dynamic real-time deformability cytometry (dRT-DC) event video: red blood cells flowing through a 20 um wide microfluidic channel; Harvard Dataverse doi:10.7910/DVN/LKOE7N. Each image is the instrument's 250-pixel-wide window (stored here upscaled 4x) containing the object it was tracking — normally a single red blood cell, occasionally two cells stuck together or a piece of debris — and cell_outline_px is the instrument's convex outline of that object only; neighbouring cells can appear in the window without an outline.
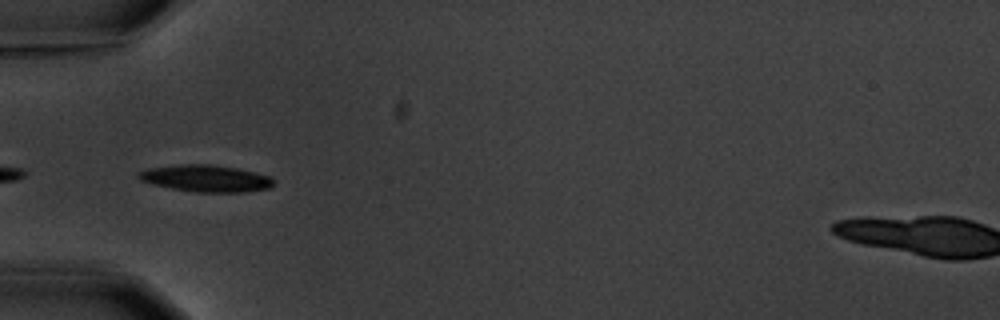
{"species": "common noctule bat (a hibernating species)", "species_latin": "Nyctalus noctula", "temperature_condition": "warm", "stored_images_in_passage": 10, "camera_frame_rate_fps": 3000, "um_per_image_px": 0.085, "animal": {"sex": "male", "body_mass_g": 20.1, "forearm_length_mm": 53.5}, "frame": {"image": 1, "passage_image": 6, "time_ms": 6.0, "image_size_px": [1000, 320], "cell_outline_px": [[276, 180], [272, 188], [244, 192], [196, 192], [172, 188], [152, 184], [140, 180], [136, 176], [140, 172], [148, 168], [180, 164], [208, 164], [236, 168], [268, 176]], "centroid_in_image_um": [17.51, 15.17], "position_along_channel_um": 67.5, "area_um2": 21.04}}